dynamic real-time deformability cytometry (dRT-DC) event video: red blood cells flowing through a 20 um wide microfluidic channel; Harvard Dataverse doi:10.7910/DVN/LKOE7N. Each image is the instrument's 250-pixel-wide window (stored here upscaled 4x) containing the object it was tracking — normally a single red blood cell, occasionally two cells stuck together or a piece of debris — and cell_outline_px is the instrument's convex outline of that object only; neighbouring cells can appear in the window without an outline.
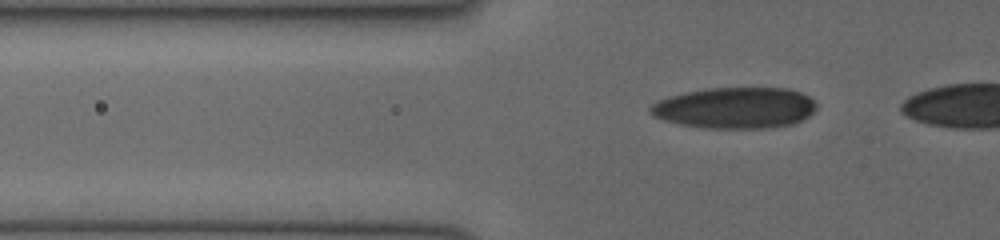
{"species": "human", "species_latin": "Homo sapiens", "temperature_condition": "cold", "stored_images_in_passage": 31, "camera_frame_rate_fps": 3000, "um_per_image_px": 0.085, "donor": {"sex": "female"}, "frame": {"image": 1, "passage_image": 4, "time_ms": 1.0, "image_size_px": [1000, 240], "cell_outline_px": [[816, 108], [808, 116], [792, 124], [772, 128], [704, 128], [680, 124], [664, 120], [652, 116], [648, 112], [648, 108], [652, 104], [668, 96], [684, 92], [708, 88], [788, 88], [800, 92], [808, 96], [816, 104]], "centroid_in_image_um": [62.45, 9.17], "position_along_channel_um": 63.4, "area_um2": 39.94}}
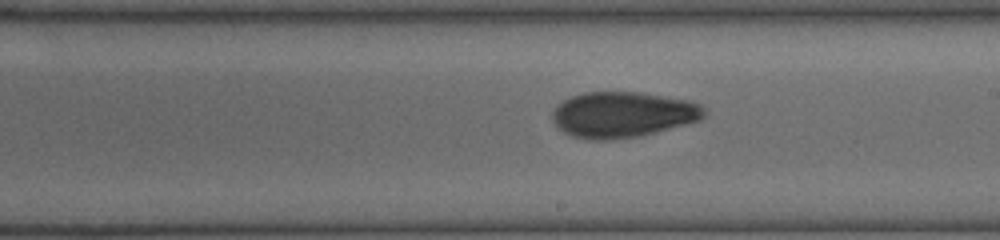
{"frame": {"image": 2, "passage_image": 17, "time_ms": 5.333, "image_size_px": [1000, 240], "cell_outline_px": [[704, 116], [700, 120], [640, 136], [604, 140], [592, 140], [572, 136], [564, 132], [552, 120], [552, 112], [564, 100], [572, 96], [584, 92], [640, 92], [688, 100], [700, 104], [704, 108]], "centroid_in_image_um": [52.93, 9.74], "position_along_channel_um": 236.1, "area_um2": 40.11}}
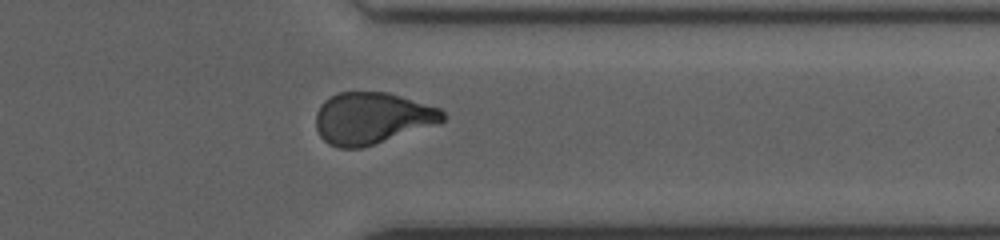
{"frame": {"image": 3, "passage_image": 27, "time_ms": 8.667, "image_size_px": [1000, 240], "cell_outline_px": [[448, 116], [440, 124], [360, 148], [340, 148], [328, 144], [320, 136], [316, 128], [316, 112], [320, 104], [324, 100], [336, 92], [388, 92], [440, 108]], "centroid_in_image_um": [31.63, 10.04], "position_along_channel_um": 379.8, "area_um2": 38.49}}